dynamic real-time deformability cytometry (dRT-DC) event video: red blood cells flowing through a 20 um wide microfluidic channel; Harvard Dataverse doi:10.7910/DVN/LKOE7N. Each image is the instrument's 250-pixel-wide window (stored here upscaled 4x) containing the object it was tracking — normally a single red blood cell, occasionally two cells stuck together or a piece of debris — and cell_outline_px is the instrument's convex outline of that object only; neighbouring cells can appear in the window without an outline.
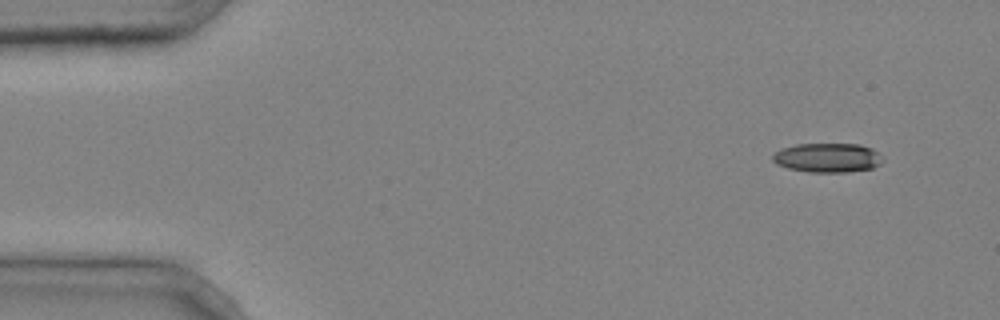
{"species": "common noctule bat (a hibernating species)", "species_latin": "Nyctalus noctula", "temperature_condition": "cold", "stored_images_in_passage": 4, "segment_of_instrument_passage": [1, 2], "camera_frame_rate_fps": 3000, "um_per_image_px": 0.085, "animal": {"sex": "male", "body_mass_g": 20.4}, "frame": {"image": 1, "passage_image": 1, "time_ms": 0.0, "image_size_px": [1000, 320], "cell_outline_px": [[884, 160], [880, 164], [872, 168], [848, 172], [808, 172], [788, 168], [776, 164], [772, 160], [772, 152], [780, 148], [796, 144], [860, 144], [872, 148]], "centroid_in_image_um": [70.3, 13.4], "position_along_channel_um": 14.7, "area_um2": 18.96}}